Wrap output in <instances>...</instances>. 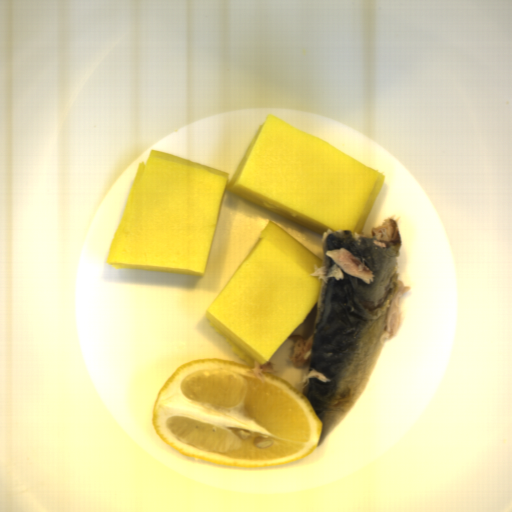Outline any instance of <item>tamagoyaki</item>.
Wrapping results in <instances>:
<instances>
[{
    "instance_id": "obj_2",
    "label": "tamagoyaki",
    "mask_w": 512,
    "mask_h": 512,
    "mask_svg": "<svg viewBox=\"0 0 512 512\" xmlns=\"http://www.w3.org/2000/svg\"><path fill=\"white\" fill-rule=\"evenodd\" d=\"M323 263L269 221L205 317L236 358L266 366L319 304Z\"/></svg>"
},
{
    "instance_id": "obj_1",
    "label": "tamagoyaki",
    "mask_w": 512,
    "mask_h": 512,
    "mask_svg": "<svg viewBox=\"0 0 512 512\" xmlns=\"http://www.w3.org/2000/svg\"><path fill=\"white\" fill-rule=\"evenodd\" d=\"M385 183L338 148L268 115L232 178L159 151L137 170L106 263L206 276L227 194L323 236L362 234Z\"/></svg>"
}]
</instances>
